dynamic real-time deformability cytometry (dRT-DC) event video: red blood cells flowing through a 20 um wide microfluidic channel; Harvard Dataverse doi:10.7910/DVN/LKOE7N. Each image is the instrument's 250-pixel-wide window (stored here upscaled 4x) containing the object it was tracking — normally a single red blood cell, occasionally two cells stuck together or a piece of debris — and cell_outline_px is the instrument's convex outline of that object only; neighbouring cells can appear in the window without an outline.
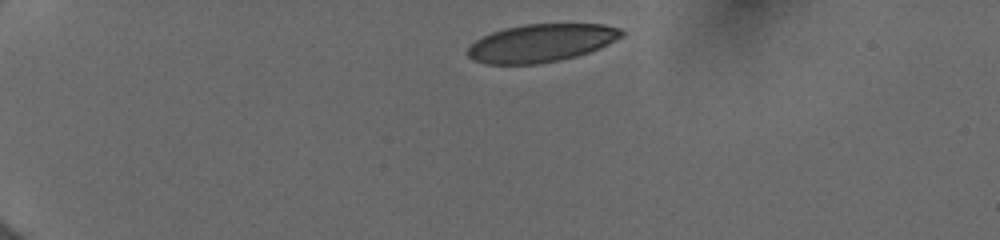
{"species": "human", "species_latin": "Homo sapiens", "temperature_condition": "cold", "stored_images_in_passage": 35, "camera_frame_rate_fps": 3000, "um_per_image_px": 0.085, "donor": {"sex": "female"}, "frame": {"image": 1, "passage_image": 1, "time_ms": 0.0, "image_size_px": [1000, 240], "cell_outline_px": [[624, 36], [600, 48], [576, 56], [560, 60], [536, 64], [484, 64], [472, 60], [468, 56], [468, 48], [476, 40], [492, 32], [504, 28], [524, 24], [604, 24], [620, 28], [624, 32]], "centroid_in_image_um": [46.01, 3.65], "position_along_channel_um": 39.0, "area_um2": 34.04}}
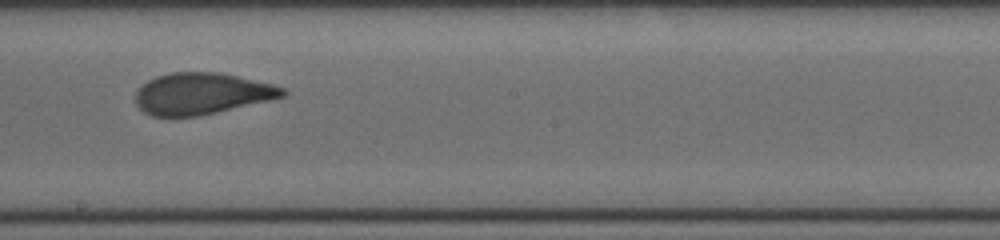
{"frame": {"image": 2, "passage_image": 19, "time_ms": 6.667, "image_size_px": [1000, 240], "cell_outline_px": [[288, 92], [284, 96], [272, 100], [216, 112], [196, 116], [152, 116], [144, 112], [136, 104], [136, 92], [148, 80], [156, 76], [172, 72], [220, 72], [272, 84], [284, 88]], "centroid_in_image_um": [17.16, 7.95], "position_along_channel_um": 231.0, "area_um2": 35.43}}
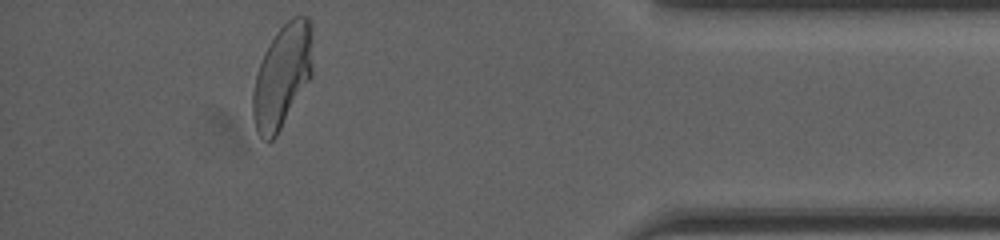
{"frame": {"image": 3, "passage_image": 31, "time_ms": 12.0, "image_size_px": [1000, 240], "cell_outline_px": [[312, 76], [276, 136], [272, 140], [264, 140], [256, 132], [252, 116], [252, 96], [256, 76], [264, 52], [276, 32], [292, 16], [308, 16], [312, 20]], "centroid_in_image_um": [24.0, 6.45], "position_along_channel_um": 411.2, "area_um2": 36.13}, "authors_computed_cell_mechanics": {"area_um2": 36.414, "velocity_mm_per_s": 3.9934, "shape_relaxation_time_tau1_ms": 8.9476, "shape_relaxation_time_tau2_ms": null, "deformation_change_tau1": 0.2256, "deformation_change_tau2": null}}